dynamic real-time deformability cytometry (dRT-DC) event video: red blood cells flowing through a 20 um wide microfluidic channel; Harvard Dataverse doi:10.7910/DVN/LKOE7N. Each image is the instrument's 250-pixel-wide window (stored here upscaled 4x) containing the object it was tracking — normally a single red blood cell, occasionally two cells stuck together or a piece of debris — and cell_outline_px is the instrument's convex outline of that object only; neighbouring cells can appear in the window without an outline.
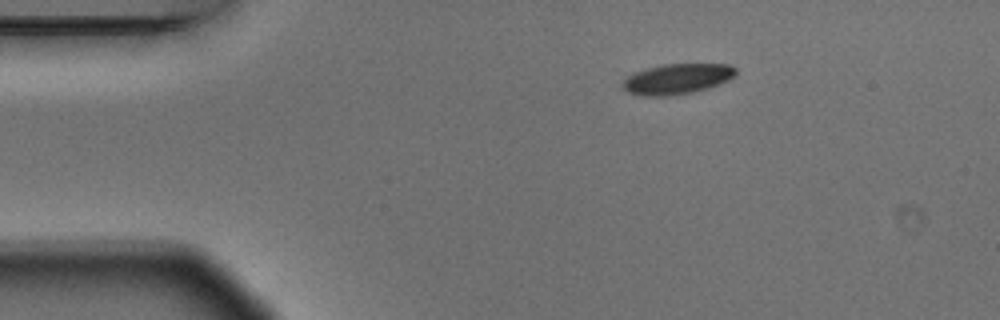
{"species": "Egyptian fruit bat (a non-hibernating species)", "species_latin": "Rousettus aegyptiacus", "temperature_condition": "warm", "stored_images_in_passage": 2, "camera_frame_rate_fps": 3000, "um_per_image_px": 0.085, "animal": {"sex": "male"}, "frame": {"image": 1, "passage_image": 2, "time_ms": 0.333, "image_size_px": [1000, 320], "cell_outline_px": [[736, 72], [728, 80], [708, 88], [692, 92], [668, 96], [640, 96], [628, 92], [620, 84], [632, 72], [664, 64], [728, 64], [736, 68]], "centroid_in_image_um": [57.51, 6.71], "position_along_channel_um": 27.5, "area_um2": 20.0}}